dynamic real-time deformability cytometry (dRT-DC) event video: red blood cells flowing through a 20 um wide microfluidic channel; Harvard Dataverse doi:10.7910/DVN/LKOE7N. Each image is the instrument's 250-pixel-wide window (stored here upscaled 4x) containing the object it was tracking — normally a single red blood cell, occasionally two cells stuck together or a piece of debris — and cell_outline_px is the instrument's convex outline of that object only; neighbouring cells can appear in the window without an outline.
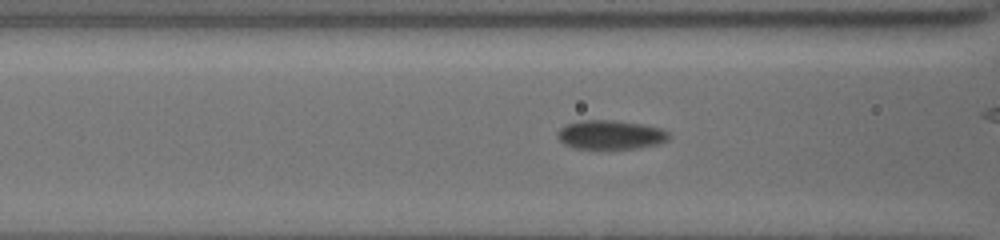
{"species": "common noctule bat (a hibernating species)", "species_latin": "Nyctalus noctula", "temperature_condition": "cold", "stored_images_in_passage": 30, "camera_frame_rate_fps": 3000, "um_per_image_px": 0.085, "animal": {"sex": "female", "body_mass_g": 19.5, "forearm_length_mm": 54.1}, "frame": {"image": 1, "passage_image": 13, "time_ms": 7.667, "image_size_px": [1000, 240], "cell_outline_px": [[672, 132], [668, 140], [660, 144], [640, 148], [572, 148], [564, 144], [556, 136], [556, 132], [560, 128], [568, 124], [584, 120], [612, 120], [644, 124], [660, 128]], "centroid_in_image_um": [51.94, 11.45], "position_along_channel_um": 114.7, "area_um2": 19.02}}
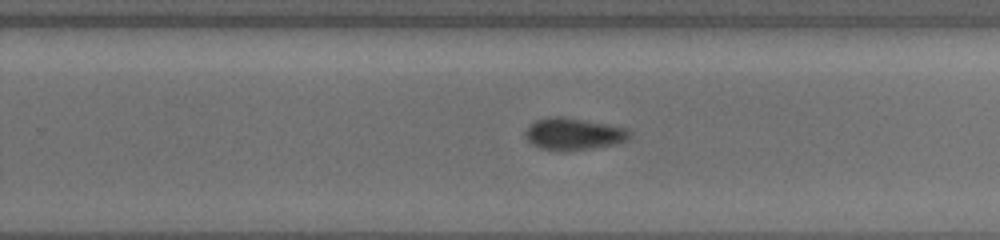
{"frame": {"image": 2, "passage_image": 22, "time_ms": 12.0, "image_size_px": [1000, 240], "cell_outline_px": [[632, 136], [628, 140], [616, 144], [592, 148], [564, 152], [560, 152], [540, 148], [532, 144], [524, 136], [524, 132], [528, 124], [536, 120], [556, 116], [624, 128], [632, 132]], "centroid_in_image_um": [48.71, 11.43], "position_along_channel_um": 281.1, "area_um2": 19.31}}
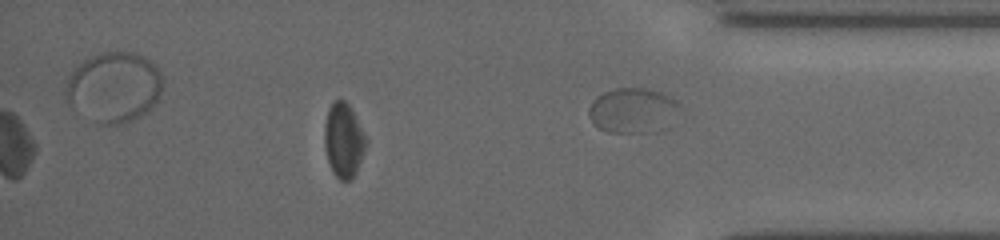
{"frame": {"image": 3, "passage_image": 30, "time_ms": 16.0, "image_size_px": [1000, 240], "cell_outline_px": [[368, 140], [364, 152], [356, 172], [352, 180], [340, 180], [332, 172], [324, 148], [324, 124], [328, 108], [336, 100], [344, 100], [348, 104]], "centroid_in_image_um": [29.19, 11.95], "position_along_channel_um": 406.0, "area_um2": 17.98}, "authors_computed_cell_mechanics": {"area_um2": 18.5827, "velocity_mm_per_s": 3.8413, "shape_relaxation_time_tau1_ms": 1.4047, "shape_relaxation_time_tau2_ms": null, "deformation_change_tau1": 0.0502, "deformation_change_tau2": null}}